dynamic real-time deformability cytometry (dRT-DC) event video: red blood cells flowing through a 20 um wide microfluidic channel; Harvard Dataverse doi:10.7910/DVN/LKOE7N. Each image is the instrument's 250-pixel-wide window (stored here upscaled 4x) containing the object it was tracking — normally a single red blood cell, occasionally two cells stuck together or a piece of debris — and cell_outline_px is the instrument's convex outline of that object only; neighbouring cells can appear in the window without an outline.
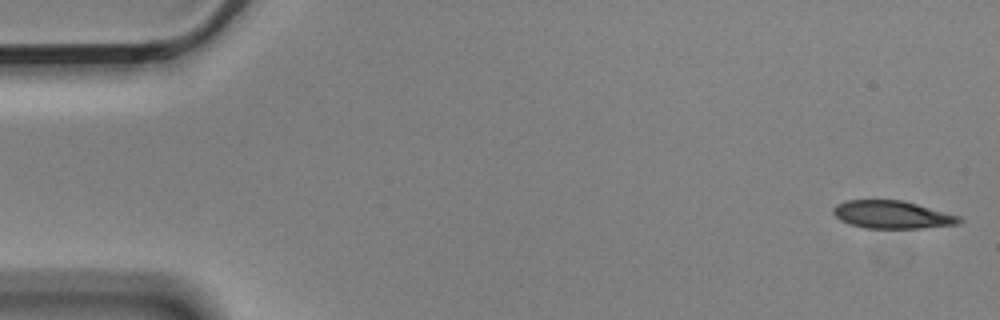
{"species": "Egyptian fruit bat (a non-hibernating species)", "species_latin": "Rousettus aegyptiacus", "temperature_condition": "cold", "stored_images_in_passage": 3, "camera_frame_rate_fps": 3000, "um_per_image_px": 0.085, "animal": {"sex": "male"}, "frame": {"image": 1, "passage_image": 1, "time_ms": 0.0, "image_size_px": [1000, 320], "cell_outline_px": [[964, 220], [956, 224], [920, 228], [864, 228], [840, 220], [832, 212], [832, 208], [836, 204], [844, 200], [904, 200], [960, 216]], "centroid_in_image_um": [75.82, 18.23], "position_along_channel_um": 9.2, "area_um2": 20.4}}